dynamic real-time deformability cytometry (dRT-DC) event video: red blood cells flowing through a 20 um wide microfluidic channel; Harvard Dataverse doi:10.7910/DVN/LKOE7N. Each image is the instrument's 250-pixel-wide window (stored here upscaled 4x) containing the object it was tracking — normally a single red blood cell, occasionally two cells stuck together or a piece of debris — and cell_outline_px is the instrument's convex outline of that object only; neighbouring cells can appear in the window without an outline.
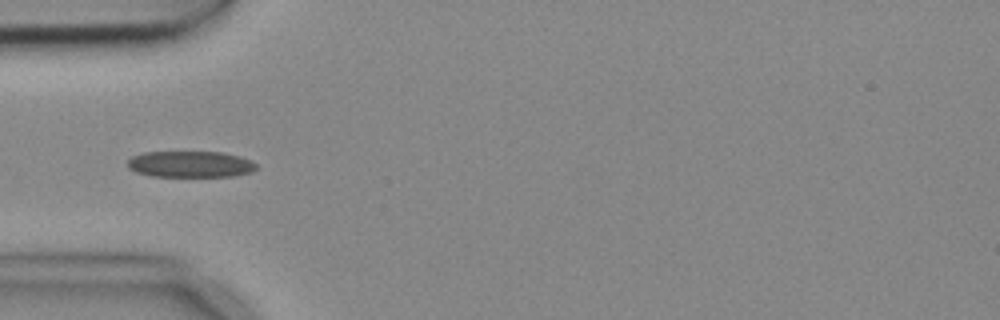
{"species": "common noctule bat (a hibernating species)", "species_latin": "Nyctalus noctula", "temperature_condition": "cold", "stored_images_in_passage": 7, "camera_frame_rate_fps": 3000, "um_per_image_px": 0.085, "animal": {"sex": "female", "body_mass_g": 18.4}, "frame": {"image": 1, "passage_image": 5, "time_ms": 1.333, "image_size_px": [1000, 320], "cell_outline_px": [[256, 168], [252, 172], [232, 176], [152, 176], [136, 172], [128, 168], [128, 160], [132, 156], [144, 152], [224, 152], [240, 156], [256, 164]], "centroid_in_image_um": [16.16, 13.95], "position_along_channel_um": 68.8, "area_um2": 19.65}}
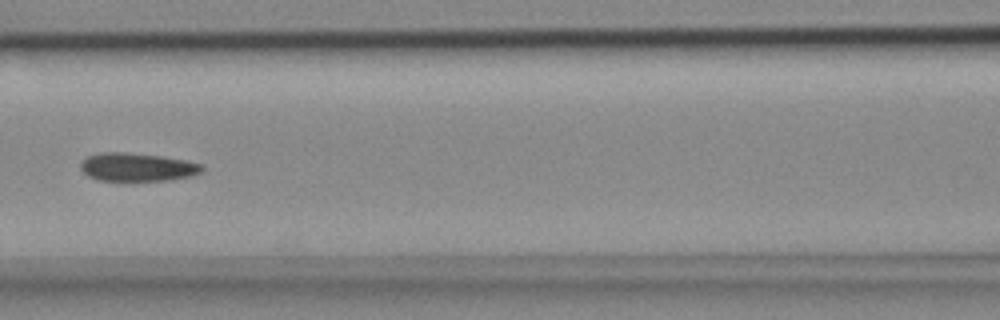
{"frame": {"image": 2, "passage_image": 7, "time_ms": 2.0, "image_size_px": [1000, 320], "cell_outline_px": [[204, 168], [200, 172], [192, 176], [168, 180], [100, 180], [88, 176], [80, 168], [80, 164], [88, 156], [100, 152], [124, 152], [160, 156], [184, 160], [204, 164]], "centroid_in_image_um": [11.68, 14.2], "position_along_channel_um": 154.9, "area_um2": 19.83}}